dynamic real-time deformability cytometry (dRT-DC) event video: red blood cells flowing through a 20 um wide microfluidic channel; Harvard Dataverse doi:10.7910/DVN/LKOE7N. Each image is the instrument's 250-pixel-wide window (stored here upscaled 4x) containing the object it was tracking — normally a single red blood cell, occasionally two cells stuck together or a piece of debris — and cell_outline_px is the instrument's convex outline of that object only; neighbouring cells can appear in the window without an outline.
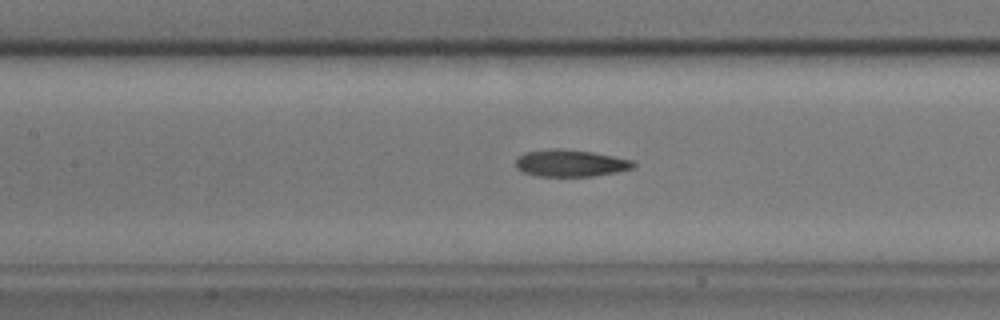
{"species": "common noctule bat (a hibernating species)", "species_latin": "Nyctalus noctula", "temperature_condition": "cold", "stored_images_in_passage": 44, "camera_frame_rate_fps": 3000, "um_per_image_px": 0.085, "animal": {"sex": "male", "body_mass_g": 17.9}, "frame": {"image": 1, "passage_image": 19, "time_ms": 6.0, "image_size_px": [1000, 320], "cell_outline_px": [[636, 164], [632, 168], [616, 172], [592, 176], [536, 176], [524, 172], [516, 168], [516, 156], [524, 152], [548, 148], [560, 148], [592, 152], [632, 160]], "centroid_in_image_um": [48.43, 13.86], "position_along_channel_um": 159.0, "area_um2": 18.55}, "authors_computed_cell_mechanics": {"area_um2": 19.0162, "velocity_mm_per_s": 3.4643, "shape_relaxation_time_tau1_ms": 4.5393, "shape_relaxation_time_tau2_ms": 3.6245, "deformation_change_tau1": 0.153, "deformation_change_tau2": 0.1242}}